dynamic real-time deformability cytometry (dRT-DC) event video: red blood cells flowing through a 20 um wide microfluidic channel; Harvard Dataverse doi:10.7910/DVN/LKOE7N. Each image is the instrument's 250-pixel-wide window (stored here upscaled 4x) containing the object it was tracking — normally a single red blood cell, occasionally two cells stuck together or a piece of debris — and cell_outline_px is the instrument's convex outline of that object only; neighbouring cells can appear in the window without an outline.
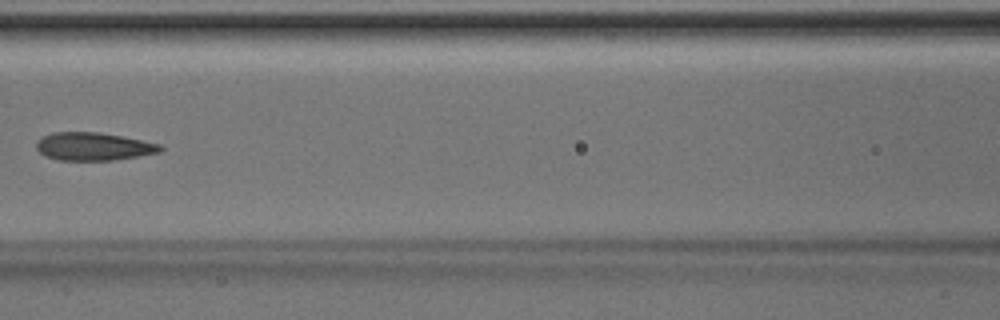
{"species": "Egyptian fruit bat (a non-hibernating species)", "species_latin": "Rousettus aegyptiacus", "temperature_condition": "room temperature", "stored_images_in_passage": 5, "camera_frame_rate_fps": 3000, "um_per_image_px": 0.085, "animal": {"sex": "male"}, "frame": {"image": 1, "passage_image": 5, "time_ms": 1.333, "image_size_px": [1000, 320], "cell_outline_px": [[164, 148], [160, 152], [112, 160], [60, 160], [44, 156], [36, 148], [36, 140], [52, 132], [96, 132], [120, 136], [160, 144]], "centroid_in_image_um": [7.9, 12.45], "position_along_channel_um": 158.7, "area_um2": 20.0}}